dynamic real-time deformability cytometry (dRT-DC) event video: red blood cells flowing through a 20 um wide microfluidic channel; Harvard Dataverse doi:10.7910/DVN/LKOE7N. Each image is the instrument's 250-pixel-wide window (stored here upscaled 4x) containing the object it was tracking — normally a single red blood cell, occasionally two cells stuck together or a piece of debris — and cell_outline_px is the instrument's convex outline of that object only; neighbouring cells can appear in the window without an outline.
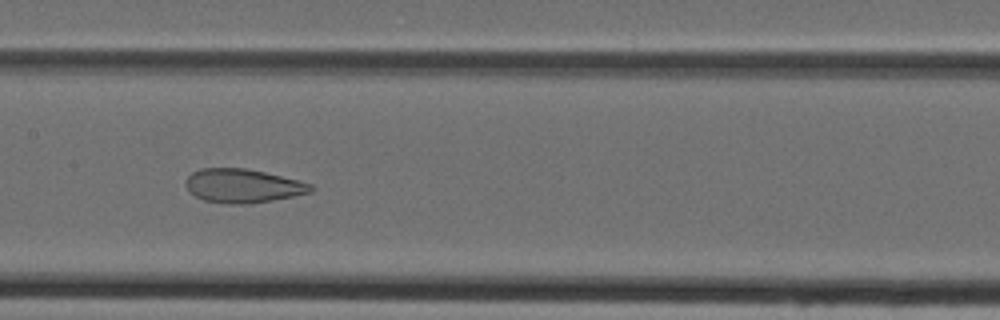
{"species": "Egyptian fruit bat (a non-hibernating species)", "species_latin": "Rousettus aegyptiacus", "temperature_condition": "cold", "stored_images_in_passage": 43, "camera_frame_rate_fps": 3000, "um_per_image_px": 0.085, "animal": {"sex": "female"}, "frame": {"image": 1, "passage_image": 20, "time_ms": 6.333, "image_size_px": [1000, 320], "cell_outline_px": [[316, 188], [312, 192], [272, 200], [248, 204], [228, 204], [204, 200], [196, 196], [184, 184], [188, 176], [192, 172], [200, 168], [244, 168], [264, 172], [312, 184]], "centroid_in_image_um": [20.64, 15.79], "position_along_channel_um": 186.8, "area_um2": 24.45}}
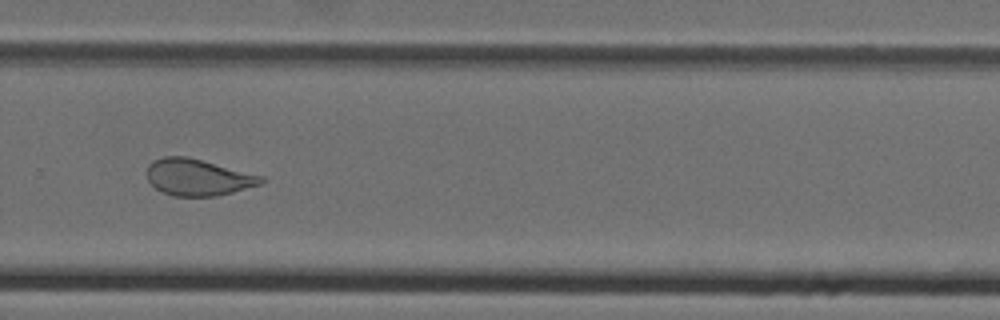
{"frame": {"image": 2, "passage_image": 29, "time_ms": 9.333, "image_size_px": [1000, 320], "cell_outline_px": [[264, 184], [216, 196], [172, 196], [156, 188], [148, 180], [148, 164], [152, 160], [164, 156], [188, 156], [264, 176]], "centroid_in_image_um": [16.85, 15.06], "position_along_channel_um": 313.0, "area_um2": 24.45}}
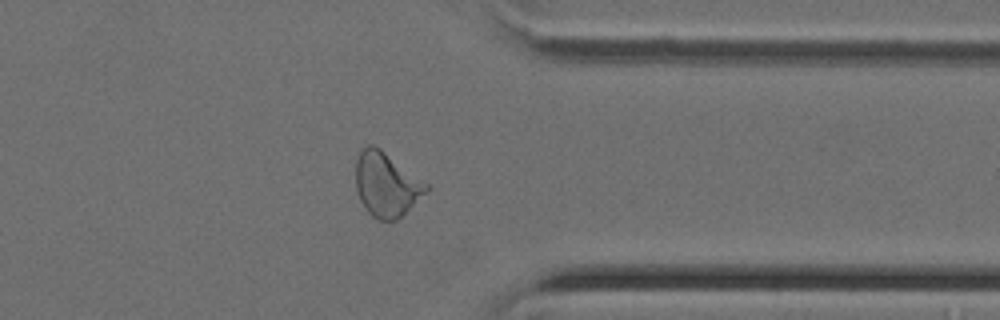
{"frame": {"image": 3, "passage_image": 34, "time_ms": 11.0, "image_size_px": [1000, 320], "cell_outline_px": [[428, 192], [396, 220], [380, 220], [372, 216], [364, 208], [360, 200], [356, 188], [356, 160], [360, 152], [368, 144], [372, 144], [380, 148], [428, 184]], "centroid_in_image_um": [32.83, 15.68], "position_along_channel_um": 378.6, "area_um2": 26.18}}